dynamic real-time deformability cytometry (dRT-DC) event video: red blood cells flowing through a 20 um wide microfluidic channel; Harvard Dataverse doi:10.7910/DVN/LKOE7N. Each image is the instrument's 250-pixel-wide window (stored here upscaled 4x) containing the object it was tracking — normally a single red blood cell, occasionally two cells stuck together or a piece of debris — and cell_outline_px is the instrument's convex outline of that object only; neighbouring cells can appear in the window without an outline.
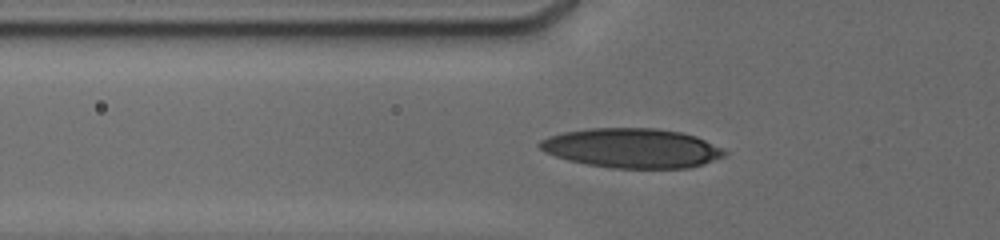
{"species": "human", "species_latin": "Homo sapiens", "temperature_condition": "cold", "stored_images_in_passage": 36, "camera_frame_rate_fps": 3000, "um_per_image_px": 0.085, "donor": {"sex": "male"}, "frame": {"image": 1, "passage_image": 30, "time_ms": 7.0, "image_size_px": [1000, 240], "cell_outline_px": [[728, 152], [724, 156], [688, 168], [612, 168], [588, 164], [568, 160], [544, 152], [536, 144], [540, 140], [548, 136], [564, 132], [588, 128], [656, 128], [680, 132], [696, 136]], "centroid_in_image_um": [53.66, 12.58], "position_along_channel_um": 72.1, "area_um2": 42.31}}
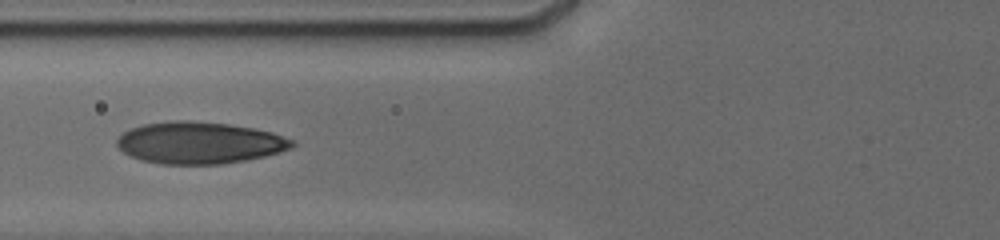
{"frame": {"image": 2, "passage_image": 35, "time_ms": 8.0, "image_size_px": [1000, 240], "cell_outline_px": [[296, 144], [292, 148], [280, 152], [248, 160], [220, 164], [160, 164], [140, 160], [124, 152], [116, 144], [116, 140], [124, 132], [132, 128], [144, 124], [172, 120], [188, 120], [228, 124], [252, 128], [272, 132], [296, 140]], "centroid_in_image_um": [16.99, 12.14], "position_along_channel_um": 108.8, "area_um2": 42.83}}